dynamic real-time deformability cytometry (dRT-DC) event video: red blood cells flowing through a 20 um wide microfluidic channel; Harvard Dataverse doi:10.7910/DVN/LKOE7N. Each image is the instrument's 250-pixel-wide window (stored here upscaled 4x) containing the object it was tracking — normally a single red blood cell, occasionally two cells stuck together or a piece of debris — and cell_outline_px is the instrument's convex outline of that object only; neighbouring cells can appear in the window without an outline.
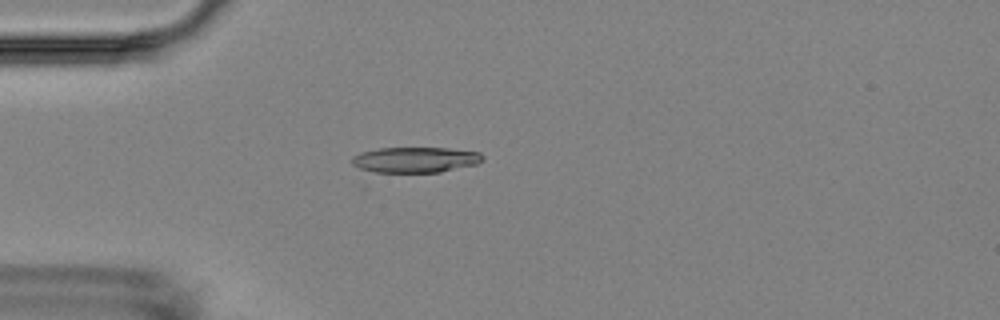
{"species": "Egyptian fruit bat (a non-hibernating species)", "species_latin": "Rousettus aegyptiacus", "temperature_condition": "room temperature", "stored_images_in_passage": 5, "camera_frame_rate_fps": 3000, "um_per_image_px": 0.085, "animal": {"sex": "female"}, "frame": {"image": 1, "passage_image": 5, "time_ms": 5.333, "image_size_px": [1000, 320], "cell_outline_px": [[484, 160], [476, 164], [440, 172], [376, 172], [360, 168], [352, 164], [352, 156], [360, 152], [380, 148], [448, 148], [480, 152], [484, 156]], "centroid_in_image_um": [35.32, 13.57], "position_along_channel_um": 49.7, "area_um2": 19.42}}